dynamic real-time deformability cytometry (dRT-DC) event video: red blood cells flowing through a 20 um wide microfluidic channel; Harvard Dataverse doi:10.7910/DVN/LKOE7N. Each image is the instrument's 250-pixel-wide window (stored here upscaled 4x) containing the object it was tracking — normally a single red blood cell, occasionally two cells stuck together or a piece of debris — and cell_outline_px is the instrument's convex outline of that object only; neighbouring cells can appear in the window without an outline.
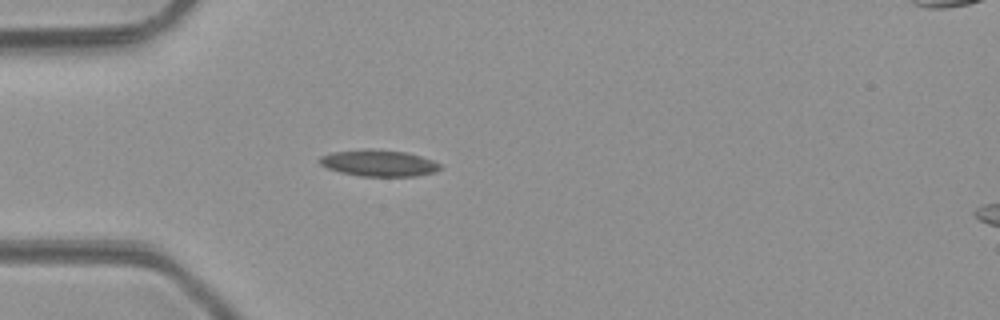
{"species": "common noctule bat (a hibernating species)", "species_latin": "Nyctalus noctula", "temperature_condition": "room temperature", "stored_images_in_passage": 3, "camera_frame_rate_fps": 3000, "um_per_image_px": 0.085, "animal": {"sex": "male", "body_mass_g": 23.1, "forearm_length_mm": 52.7}, "frame": {"image": 1, "passage_image": 3, "time_ms": 3.333, "image_size_px": [1000, 320], "cell_outline_px": [[440, 168], [436, 172], [416, 176], [360, 176], [340, 172], [328, 168], [320, 164], [316, 160], [320, 156], [332, 152], [364, 148], [372, 148], [404, 152], [420, 156], [432, 160], [440, 164]], "centroid_in_image_um": [32.15, 13.85], "position_along_channel_um": 52.9, "area_um2": 18.73}}